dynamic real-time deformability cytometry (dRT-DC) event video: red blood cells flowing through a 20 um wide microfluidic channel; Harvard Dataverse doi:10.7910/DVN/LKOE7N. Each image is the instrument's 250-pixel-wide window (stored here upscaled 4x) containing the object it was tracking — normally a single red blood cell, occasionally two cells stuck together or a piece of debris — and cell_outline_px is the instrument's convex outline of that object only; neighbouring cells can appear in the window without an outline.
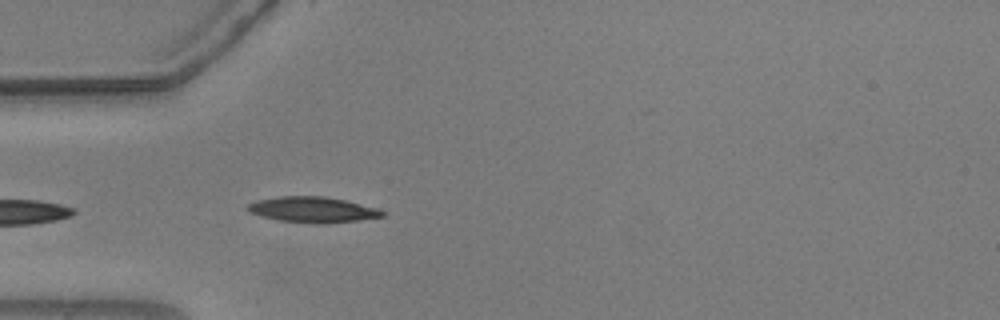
{"species": "common noctule bat (a hibernating species)", "species_latin": "Nyctalus noctula", "temperature_condition": "warm", "stored_images_in_passage": 6, "camera_frame_rate_fps": 3000, "um_per_image_px": 0.085, "animal": {"sex": "male", "body_mass_g": 20.5, "forearm_length_mm": 52.5}, "frame": {"image": 1, "passage_image": 1, "time_ms": 0.0, "image_size_px": [1000, 320], "cell_outline_px": [[384, 216], [356, 220], [280, 220], [264, 216], [252, 212], [244, 208], [248, 204], [256, 200], [276, 196], [324, 196], [344, 200], [376, 208], [384, 212]], "centroid_in_image_um": [26.51, 17.74], "position_along_channel_um": 58.5, "area_um2": 18.67}}